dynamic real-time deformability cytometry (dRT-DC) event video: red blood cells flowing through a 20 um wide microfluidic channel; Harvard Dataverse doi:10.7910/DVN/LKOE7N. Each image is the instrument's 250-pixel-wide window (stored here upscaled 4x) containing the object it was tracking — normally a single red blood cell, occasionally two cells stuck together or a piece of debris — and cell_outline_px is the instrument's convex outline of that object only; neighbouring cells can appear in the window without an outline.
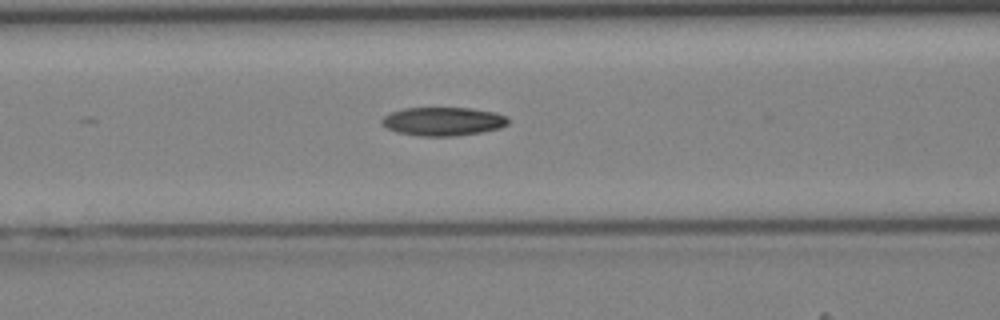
{"species": "Egyptian fruit bat (a non-hibernating species)", "species_latin": "Rousettus aegyptiacus", "temperature_condition": "cold", "stored_images_in_passage": 43, "camera_frame_rate_fps": 3000, "um_per_image_px": 0.085, "animal": {"sex": "female"}, "frame": {"image": 1, "passage_image": 18, "time_ms": 5.667, "image_size_px": [1000, 320], "cell_outline_px": [[508, 124], [500, 128], [480, 132], [452, 136], [420, 136], [396, 132], [380, 124], [380, 120], [384, 116], [392, 112], [404, 108], [468, 108], [496, 112], [508, 116]], "centroid_in_image_um": [37.65, 10.31], "position_along_channel_um": 128.9, "area_um2": 21.04}}
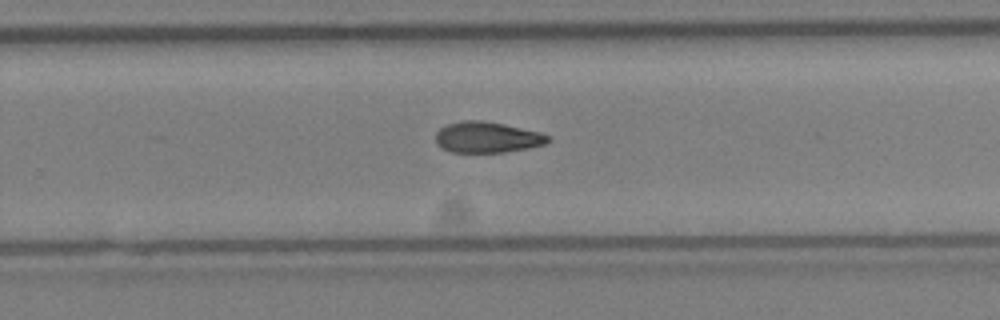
{"frame": {"image": 2, "passage_image": 28, "time_ms": 9.0, "image_size_px": [1000, 320], "cell_outline_px": [[552, 140], [544, 144], [528, 148], [504, 152], [452, 152], [436, 144], [436, 132], [440, 128], [448, 124], [460, 120], [480, 120], [504, 124], [540, 132], [548, 136]], "centroid_in_image_um": [41.4, 11.66], "position_along_channel_um": 288.4, "area_um2": 20.17}}
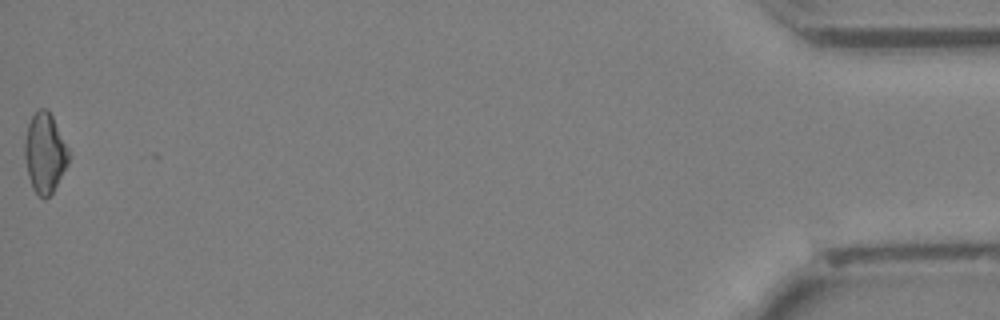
{"frame": {"image": 3, "passage_image": 43, "time_ms": 14.0, "image_size_px": [1000, 320], "cell_outline_px": [[72, 156], [68, 164], [52, 192], [44, 200], [32, 188], [28, 176], [24, 156], [24, 144], [28, 124], [36, 108], [48, 108]], "centroid_in_image_um": [3.81, 12.98], "position_along_channel_um": 431.4, "area_um2": 20.58}}